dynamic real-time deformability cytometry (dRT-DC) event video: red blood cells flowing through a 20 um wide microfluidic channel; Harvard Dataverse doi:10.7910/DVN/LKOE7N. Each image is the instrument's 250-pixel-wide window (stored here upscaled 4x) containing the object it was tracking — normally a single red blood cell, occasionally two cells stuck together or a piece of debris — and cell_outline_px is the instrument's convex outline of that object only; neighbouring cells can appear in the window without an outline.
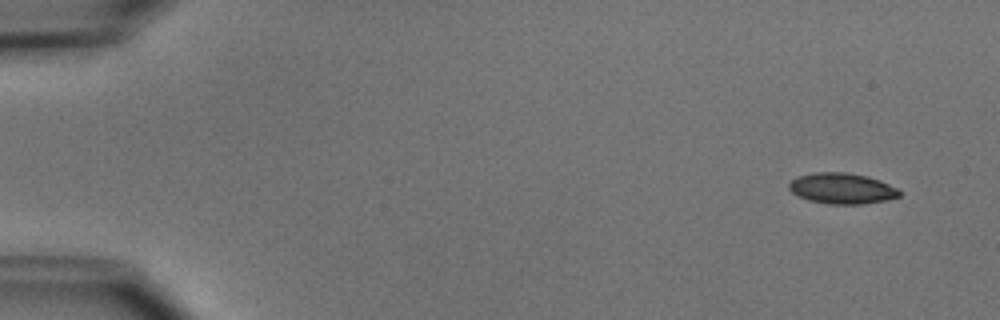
{"species": "common noctule bat (a hibernating species)", "species_latin": "Nyctalus noctula", "temperature_condition": "cold", "stored_images_in_passage": 4, "segment_of_instrument_passage": [1, 2], "camera_frame_rate_fps": 3000, "um_per_image_px": 0.085, "animal": {"sex": "male", "body_mass_g": 15.6}, "frame": {"image": 1, "passage_image": 1, "time_ms": 0.0, "image_size_px": [1000, 320], "cell_outline_px": [[900, 196], [884, 200], [864, 204], [828, 204], [808, 200], [796, 196], [788, 188], [788, 184], [796, 176], [816, 172], [844, 172], [868, 176], [880, 180], [896, 188], [900, 192]], "centroid_in_image_um": [71.52, 16.01], "position_along_channel_um": 13.5, "area_um2": 19.88}}